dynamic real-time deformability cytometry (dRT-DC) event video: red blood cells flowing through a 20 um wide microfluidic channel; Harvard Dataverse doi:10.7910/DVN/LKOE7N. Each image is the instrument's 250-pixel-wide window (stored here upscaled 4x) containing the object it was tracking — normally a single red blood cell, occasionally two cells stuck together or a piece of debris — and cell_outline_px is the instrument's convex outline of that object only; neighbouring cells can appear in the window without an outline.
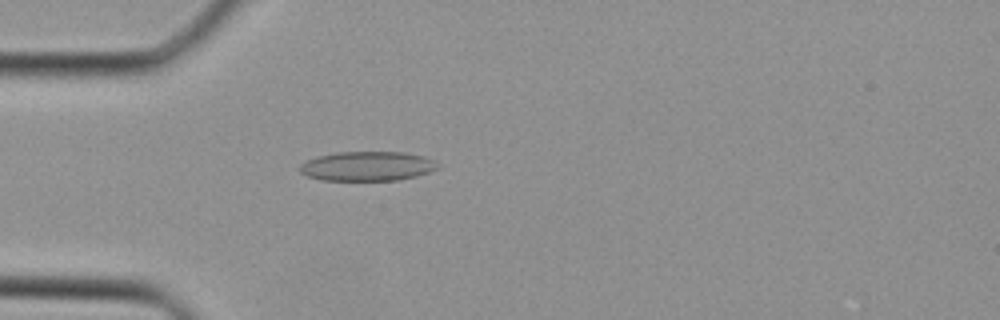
{"species": "Egyptian fruit bat (a non-hibernating species)", "species_latin": "Rousettus aegyptiacus", "temperature_condition": "cold", "stored_images_in_passage": 30, "camera_frame_rate_fps": 3000, "um_per_image_px": 0.085, "animal": {"sex": "female"}, "frame": {"image": 1, "passage_image": 2, "time_ms": 0.333, "image_size_px": [1000, 320], "cell_outline_px": [[440, 168], [416, 176], [396, 180], [320, 180], [308, 176], [300, 172], [300, 164], [308, 160], [320, 156], [340, 152], [404, 152], [424, 156], [440, 164]], "centroid_in_image_um": [31.26, 14.12], "position_along_channel_um": 53.7, "area_um2": 23.52}}
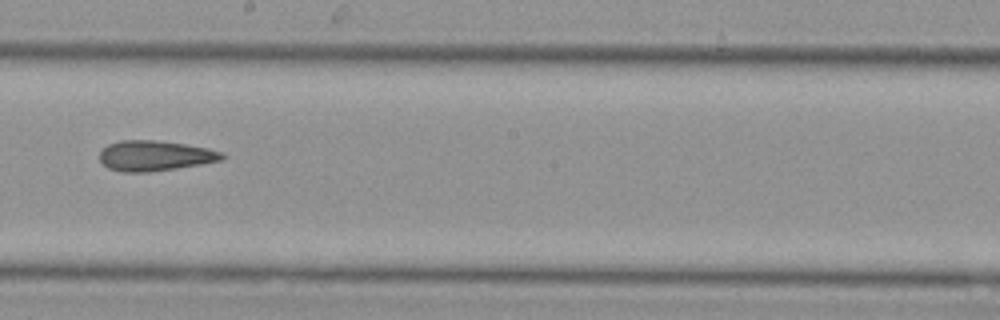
{"frame": {"image": 2, "passage_image": 13, "time_ms": 4.0, "image_size_px": [1000, 320], "cell_outline_px": [[224, 160], [176, 168], [148, 172], [120, 172], [108, 168], [100, 160], [100, 152], [108, 144], [120, 140], [156, 140], [184, 144], [208, 148], [220, 152], [224, 156]], "centroid_in_image_um": [13.14, 13.24], "position_along_channel_um": 235.1, "area_um2": 21.5}}
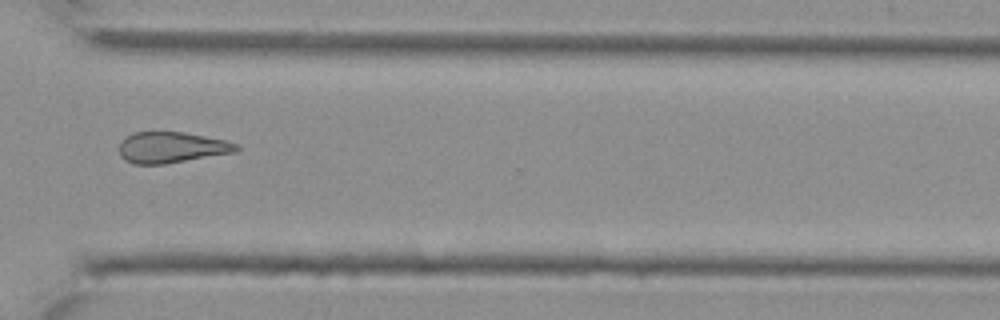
{"frame": {"image": 3, "passage_image": 20, "time_ms": 6.333, "image_size_px": [1000, 320], "cell_outline_px": [[240, 148], [236, 152], [164, 164], [132, 164], [124, 160], [120, 156], [120, 140], [124, 136], [132, 132], [184, 132], [224, 140], [236, 144]], "centroid_in_image_um": [14.52, 12.53], "position_along_channel_um": 356.1, "area_um2": 21.21}}